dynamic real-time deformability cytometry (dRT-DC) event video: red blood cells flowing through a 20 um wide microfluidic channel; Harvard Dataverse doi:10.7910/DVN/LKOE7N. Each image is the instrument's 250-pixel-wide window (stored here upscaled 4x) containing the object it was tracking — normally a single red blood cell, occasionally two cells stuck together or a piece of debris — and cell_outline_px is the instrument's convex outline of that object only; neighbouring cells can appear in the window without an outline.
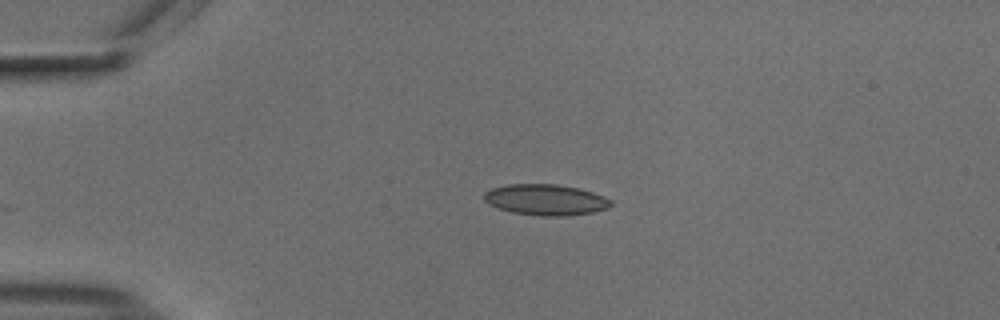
{"species": "common noctule bat (a hibernating species)", "species_latin": "Nyctalus noctula", "temperature_condition": "cold", "stored_images_in_passage": 32, "camera_frame_rate_fps": 3000, "um_per_image_px": 0.085, "animal": {"sex": "male", "body_mass_g": 18.8}, "frame": {"image": 1, "passage_image": 1, "time_ms": 0.0, "image_size_px": [1000, 320], "cell_outline_px": [[612, 204], [608, 208], [592, 212], [564, 216], [540, 216], [512, 212], [496, 208], [488, 204], [484, 200], [484, 192], [492, 188], [508, 184], [556, 184], [580, 188], [604, 196], [612, 200]], "centroid_in_image_um": [46.37, 16.98], "position_along_channel_um": 38.6, "area_um2": 23.0}}
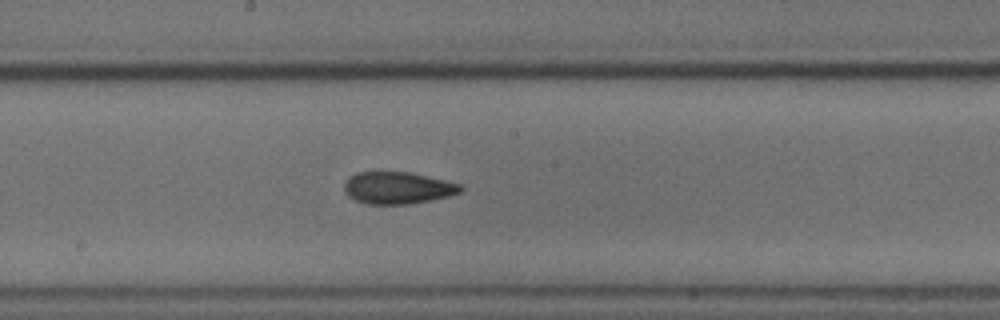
{"frame": {"image": 2, "passage_image": 18, "time_ms": 5.667, "image_size_px": [1000, 320], "cell_outline_px": [[464, 188], [460, 192], [448, 196], [408, 204], [364, 204], [348, 196], [344, 192], [344, 184], [348, 176], [356, 172], [408, 172], [444, 180], [460, 184]], "centroid_in_image_um": [33.74, 15.97], "position_along_channel_um": 214.5, "area_um2": 21.62}}
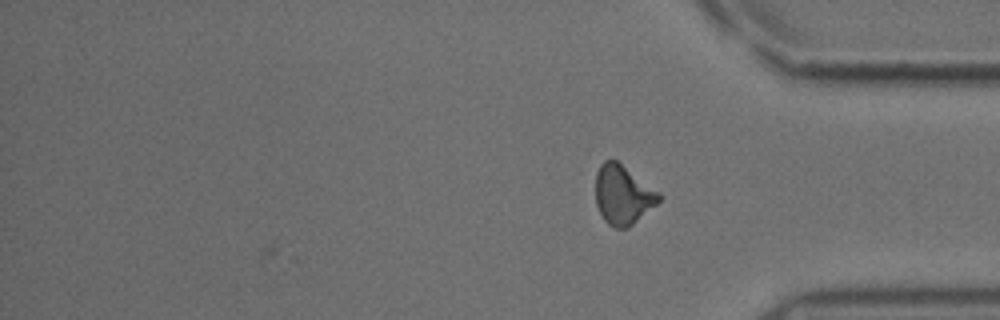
{"frame": {"image": 3, "passage_image": 32, "time_ms": 10.333, "image_size_px": [1000, 320], "cell_outline_px": [[660, 200], [656, 204], [628, 228], [616, 228], [608, 224], [604, 220], [596, 204], [596, 172], [600, 164], [604, 160], [616, 160], [660, 192]], "centroid_in_image_um": [52.93, 16.55], "position_along_channel_um": 382.3, "area_um2": 21.68}, "authors_computed_cell_mechanics": {"area_um2": 21.6172, "velocity_mm_per_s": 3.734, "shape_relaxation_time_tau1_ms": 9.4541, "shape_relaxation_time_tau2_ms": 3.4189, "deformation_change_tau1": 0.1613, "deformation_change_tau2": 0.092}}